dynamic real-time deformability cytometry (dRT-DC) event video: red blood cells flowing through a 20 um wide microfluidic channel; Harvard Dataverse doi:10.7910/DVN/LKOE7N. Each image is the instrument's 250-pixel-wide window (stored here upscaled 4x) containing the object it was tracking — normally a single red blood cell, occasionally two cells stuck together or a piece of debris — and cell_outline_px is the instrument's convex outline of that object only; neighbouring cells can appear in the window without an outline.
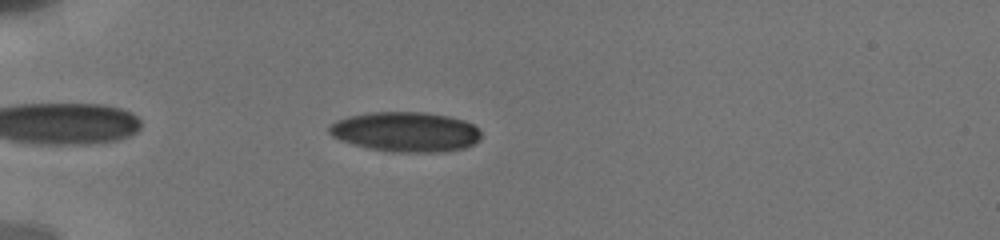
{"species": "human", "species_latin": "Homo sapiens", "temperature_condition": "cold", "stored_images_in_passage": 10, "camera_frame_rate_fps": 3000, "um_per_image_px": 0.085, "donor": {"sex": "male"}, "frame": {"image": 1, "passage_image": 7, "time_ms": 1.333, "image_size_px": [1000, 240], "cell_outline_px": [[480, 140], [464, 148], [440, 152], [388, 152], [368, 148], [352, 144], [340, 140], [332, 136], [328, 132], [328, 124], [336, 120], [348, 116], [368, 112], [424, 112], [448, 116], [464, 120], [472, 124], [480, 132]], "centroid_in_image_um": [34.43, 11.2], "position_along_channel_um": 50.6, "area_um2": 35.55}}